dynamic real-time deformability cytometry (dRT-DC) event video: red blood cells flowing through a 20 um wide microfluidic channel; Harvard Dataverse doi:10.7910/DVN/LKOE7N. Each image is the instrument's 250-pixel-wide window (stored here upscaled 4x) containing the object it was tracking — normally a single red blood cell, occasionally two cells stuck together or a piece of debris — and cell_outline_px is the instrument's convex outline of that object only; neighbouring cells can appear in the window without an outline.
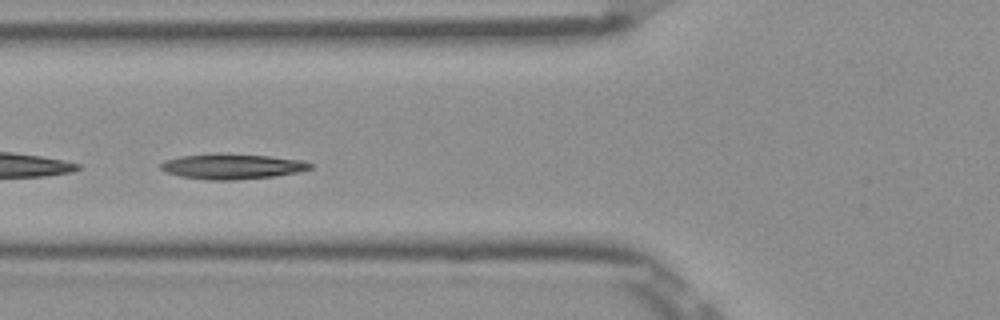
{"species": "Egyptian fruit bat (a non-hibernating species)", "species_latin": "Rousettus aegyptiacus", "temperature_condition": "room temperature", "stored_images_in_passage": 33, "camera_frame_rate_fps": 3000, "um_per_image_px": 0.085, "frame": {"image": 1, "passage_image": 12, "time_ms": 3.667, "image_size_px": [1000, 320], "cell_outline_px": [[312, 168], [296, 172], [276, 176], [236, 180], [208, 180], [180, 176], [164, 172], [160, 168], [160, 164], [164, 160], [180, 156], [268, 156], [300, 160], [312, 164]], "centroid_in_image_um": [19.71, 14.2], "position_along_channel_um": 106.1, "area_um2": 20.98}}
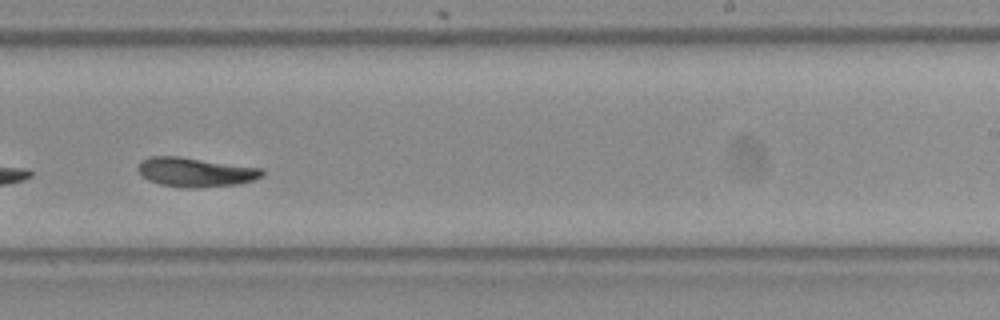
{"frame": {"image": 2, "passage_image": 25, "time_ms": 8.0, "image_size_px": [1000, 320], "cell_outline_px": [[264, 176], [252, 180], [236, 184], [192, 188], [188, 188], [160, 184], [148, 180], [140, 176], [136, 168], [140, 160], [152, 156], [180, 156], [260, 168], [264, 172]], "centroid_in_image_um": [16.54, 14.62], "position_along_channel_um": 272.5, "area_um2": 21.15}}
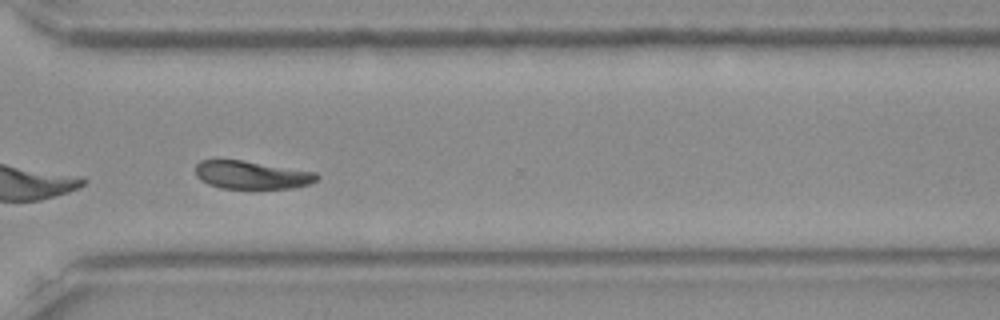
{"frame": {"image": 3, "passage_image": 31, "time_ms": 10.0, "image_size_px": [1000, 320], "cell_outline_px": [[320, 176], [316, 180], [308, 184], [292, 188], [220, 188], [208, 184], [200, 180], [196, 176], [196, 164], [200, 160], [240, 160], [316, 172]], "centroid_in_image_um": [21.36, 14.87], "position_along_channel_um": 349.2, "area_um2": 19.65}, "authors_computed_cell_mechanics": {"area_um2": 21.2704, "velocity_mm_per_s": 3.8378, "shape_relaxation_time_tau1_ms": 10.0974, "shape_relaxation_time_tau2_ms": null, "deformation_change_tau1": 0.269, "deformation_change_tau2": null}}